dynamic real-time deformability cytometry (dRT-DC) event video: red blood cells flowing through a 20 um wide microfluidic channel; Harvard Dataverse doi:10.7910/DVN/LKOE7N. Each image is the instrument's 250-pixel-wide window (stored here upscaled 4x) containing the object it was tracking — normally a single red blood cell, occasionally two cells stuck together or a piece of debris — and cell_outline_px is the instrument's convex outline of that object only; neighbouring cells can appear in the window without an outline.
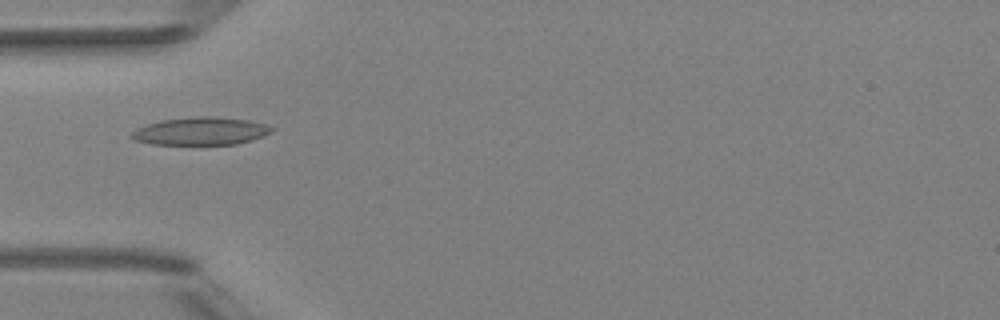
{"species": "Egyptian fruit bat (a non-hibernating species)", "species_latin": "Rousettus aegyptiacus", "temperature_condition": "room temperature", "stored_images_in_passage": 1, "camera_frame_rate_fps": 3000, "um_per_image_px": 0.085, "animal": {"sex": "female"}, "frame": {"image": 1, "passage_image": 1, "time_ms": 0.0, "image_size_px": [1000, 320], "cell_outline_px": [[276, 128], [272, 132], [252, 140], [236, 144], [152, 144], [136, 140], [128, 136], [136, 128], [148, 124], [164, 120], [196, 116], [212, 116], [248, 120], [264, 124]], "centroid_in_image_um": [17.08, 11.14], "position_along_channel_um": 67.9, "area_um2": 22.54}}